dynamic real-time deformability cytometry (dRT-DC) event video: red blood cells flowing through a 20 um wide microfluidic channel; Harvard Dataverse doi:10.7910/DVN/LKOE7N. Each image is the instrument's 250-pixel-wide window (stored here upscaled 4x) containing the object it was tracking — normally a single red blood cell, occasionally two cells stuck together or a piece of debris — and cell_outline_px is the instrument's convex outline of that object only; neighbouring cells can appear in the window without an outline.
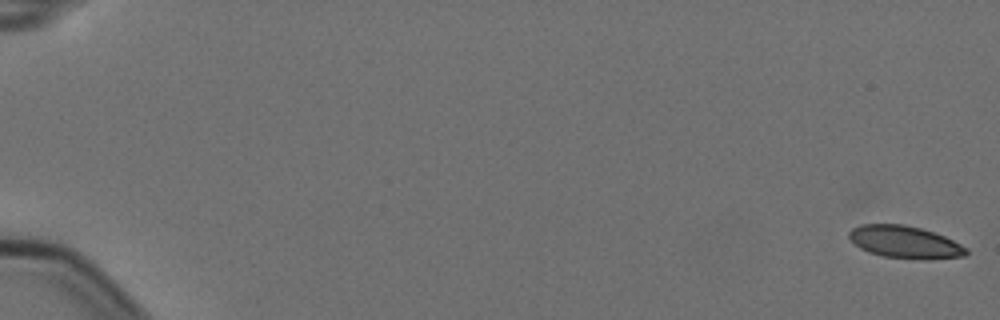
{"species": "Egyptian fruit bat (a non-hibernating species)", "species_latin": "Rousettus aegyptiacus", "temperature_condition": "cold", "stored_images_in_passage": 6, "camera_frame_rate_fps": 3000, "um_per_image_px": 0.085, "animal": {"sex": "female"}, "frame": {"image": 1, "passage_image": 1, "time_ms": 0.0, "image_size_px": [1000, 320], "cell_outline_px": [[968, 252], [964, 256], [932, 260], [920, 260], [884, 256], [868, 252], [860, 248], [848, 236], [848, 232], [852, 228], [860, 224], [904, 224], [920, 228], [944, 236], [968, 248]], "centroid_in_image_um": [76.93, 20.59], "position_along_channel_um": 8.1, "area_um2": 22.2}}
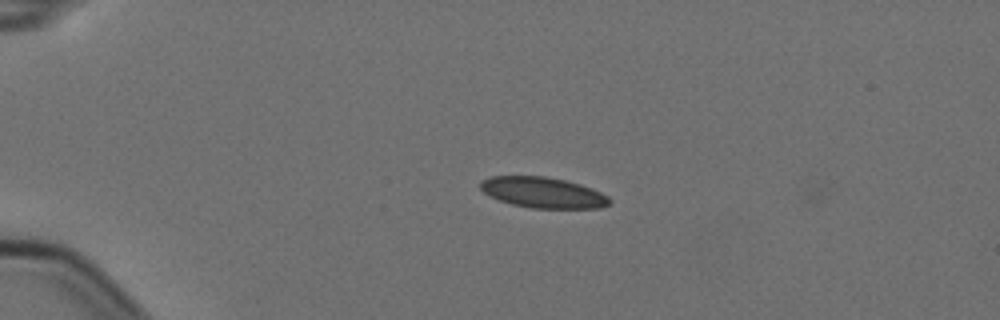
{"frame": {"image": 2, "passage_image": 5, "time_ms": 1.333, "image_size_px": [1000, 320], "cell_outline_px": [[612, 200], [608, 204], [600, 208], [532, 208], [512, 204], [488, 196], [480, 188], [480, 180], [492, 176], [544, 176], [564, 180], [580, 184], [600, 192], [608, 196]], "centroid_in_image_um": [46.13, 16.36], "position_along_channel_um": 38.9, "area_um2": 23.06}}